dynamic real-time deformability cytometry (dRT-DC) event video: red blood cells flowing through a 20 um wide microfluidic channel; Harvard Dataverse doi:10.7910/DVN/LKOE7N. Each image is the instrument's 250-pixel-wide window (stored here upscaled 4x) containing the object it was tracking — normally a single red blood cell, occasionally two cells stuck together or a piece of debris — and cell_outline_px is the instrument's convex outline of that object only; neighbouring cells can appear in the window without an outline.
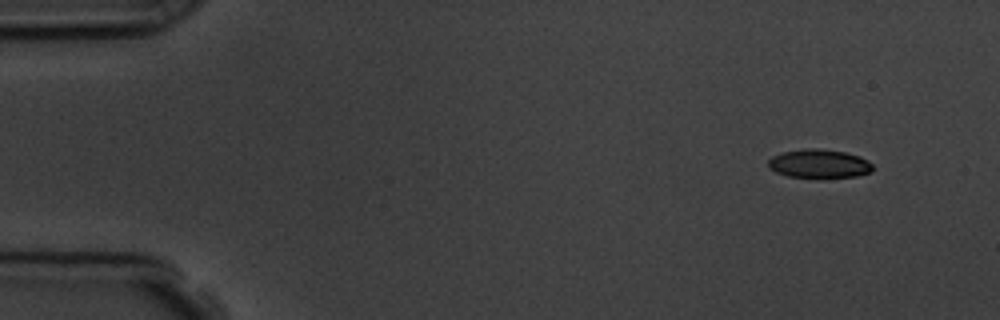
{"species": "common noctule bat (a hibernating species)", "species_latin": "Nyctalus noctula", "temperature_condition": "room temperature", "stored_images_in_passage": 15, "camera_frame_rate_fps": 3000, "um_per_image_px": 0.085, "animal": {"sex": "male", "body_mass_g": 19.5, "forearm_length_mm": 54.6}, "frame": {"image": 1, "passage_image": 1, "time_ms": 0.0, "image_size_px": [1000, 320], "cell_outline_px": [[872, 172], [856, 176], [820, 180], [788, 176], [776, 172], [768, 168], [768, 160], [772, 156], [784, 152], [808, 148], [820, 148], [844, 152], [860, 156], [868, 160], [872, 164]], "centroid_in_image_um": [69.64, 13.95], "position_along_channel_um": 15.4, "area_um2": 18.09}}
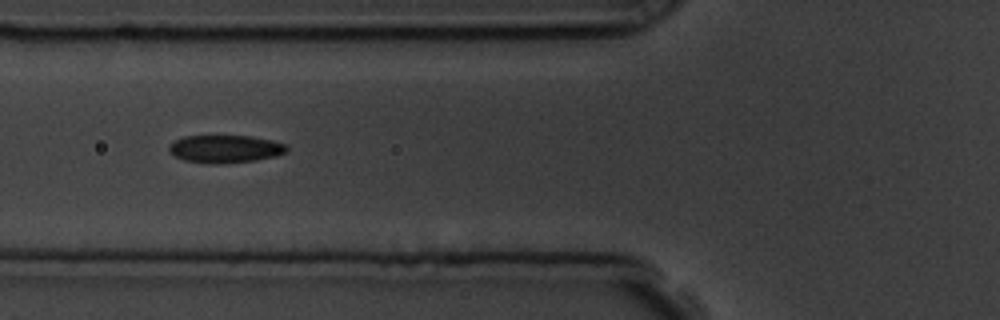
{"frame": {"image": 2, "passage_image": 5, "time_ms": 5.333, "image_size_px": [1000, 320], "cell_outline_px": [[288, 148], [284, 152], [276, 156], [256, 160], [216, 164], [208, 164], [184, 160], [168, 152], [168, 148], [176, 140], [184, 136], [252, 136], [272, 140], [288, 144]], "centroid_in_image_um": [19.16, 12.66], "position_along_channel_um": 106.6, "area_um2": 19.02}}
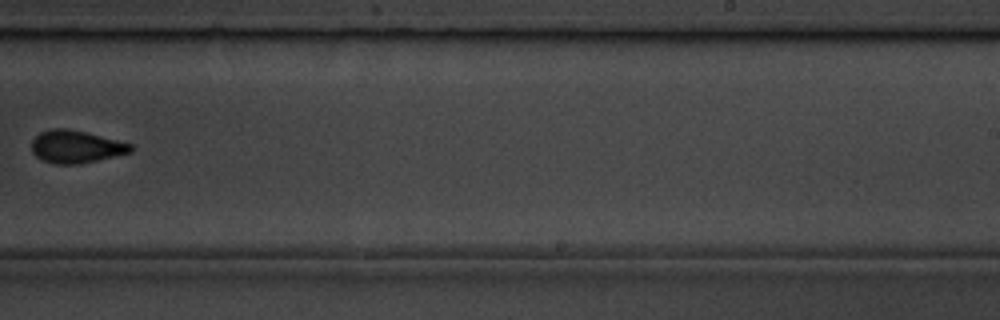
{"frame": {"image": 3, "passage_image": 9, "time_ms": 10.0, "image_size_px": [1000, 320], "cell_outline_px": [[132, 152], [80, 164], [56, 164], [40, 160], [32, 152], [32, 140], [40, 132], [52, 128], [68, 128], [88, 132], [132, 144]], "centroid_in_image_um": [6.44, 12.46], "position_along_channel_um": 282.6, "area_um2": 18.96}, "authors_computed_cell_mechanics": {"area_um2": 18.785, "velocity_mm_per_s": 3.7798, "shape_relaxation_time_tau1_ms": 3.2351, "shape_relaxation_time_tau2_ms": 2.1964, "deformation_change_tau1": 0.1195, "deformation_change_tau2": 0.0639}}